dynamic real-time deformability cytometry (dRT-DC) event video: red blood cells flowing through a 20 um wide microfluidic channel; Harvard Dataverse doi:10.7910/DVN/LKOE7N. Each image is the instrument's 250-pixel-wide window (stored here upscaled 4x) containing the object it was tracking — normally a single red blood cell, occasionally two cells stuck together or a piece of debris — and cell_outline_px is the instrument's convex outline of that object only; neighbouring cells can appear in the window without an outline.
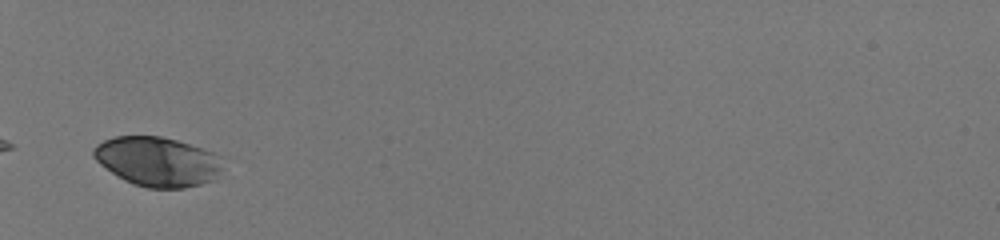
{"species": "human", "species_latin": "Homo sapiens", "temperature_condition": "room temperature", "stored_images_in_passage": 29, "camera_frame_rate_fps": 3000, "um_per_image_px": 0.085, "donor": {"sex": "male"}, "frame": {"image": 1, "passage_image": 1, "time_ms": 0.0, "image_size_px": [1000, 240], "cell_outline_px": [[224, 168], [216, 180], [184, 188], [148, 188], [132, 184], [124, 180], [100, 164], [92, 156], [92, 148], [96, 144], [104, 140], [116, 136], [160, 136], [176, 140], [212, 152]], "centroid_in_image_um": [13.36, 13.74], "position_along_channel_um": 71.6, "area_um2": 37.17}}
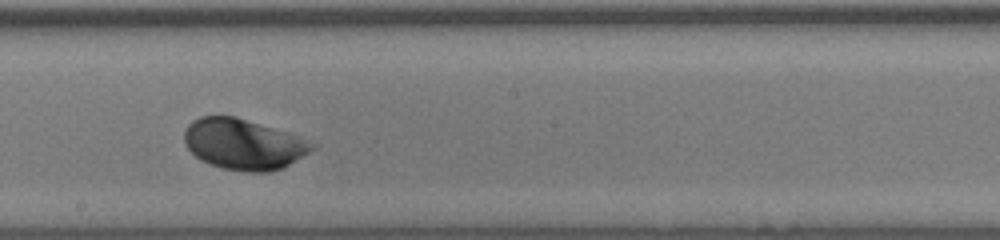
{"frame": {"image": 2, "passage_image": 14, "time_ms": 4.333, "image_size_px": [1000, 240], "cell_outline_px": [[316, 148], [284, 168], [268, 172], [248, 172], [220, 168], [208, 164], [200, 160], [184, 144], [184, 132], [188, 124], [192, 120], [200, 116], [236, 116], [288, 132], [316, 144]], "centroid_in_image_um": [20.69, 12.26], "position_along_channel_um": 227.5, "area_um2": 38.03}}
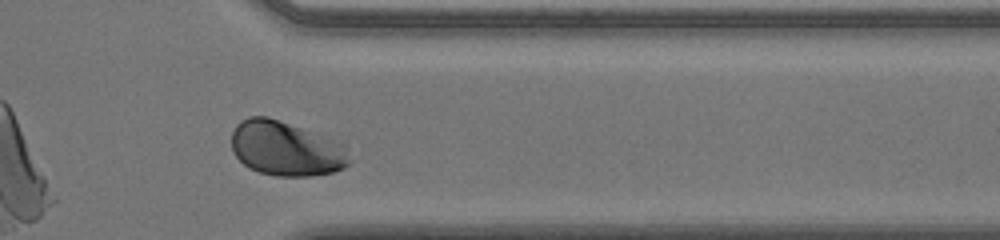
{"frame": {"image": 3, "passage_image": 26, "time_ms": 8.333, "image_size_px": [1000, 240], "cell_outline_px": [[352, 160], [344, 168], [332, 172], [312, 176], [276, 176], [260, 172], [248, 168], [232, 152], [232, 132], [236, 124], [240, 120], [248, 116], [268, 116], [348, 144]], "centroid_in_image_um": [24.35, 12.63], "position_along_channel_um": 387.0, "area_um2": 38.15}, "authors_computed_cell_mechanics": {"area_um2": 37.3388, "velocity_mm_per_s": 3.9628, "shape_relaxation_time_tau1_ms": 1.4114, "shape_relaxation_time_tau2_ms": null, "deformation_change_tau1": 0.089, "deformation_change_tau2": null}}